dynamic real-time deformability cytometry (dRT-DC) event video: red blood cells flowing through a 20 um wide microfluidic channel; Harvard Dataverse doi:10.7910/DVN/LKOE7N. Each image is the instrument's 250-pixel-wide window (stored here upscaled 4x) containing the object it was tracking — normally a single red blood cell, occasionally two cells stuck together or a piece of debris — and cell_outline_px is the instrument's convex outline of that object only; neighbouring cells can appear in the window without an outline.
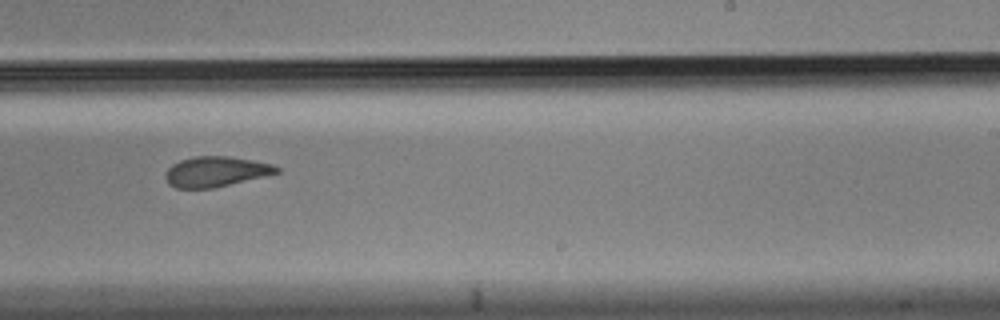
{"species": "Egyptian fruit bat (a non-hibernating species)", "species_latin": "Rousettus aegyptiacus", "temperature_condition": "cold", "stored_images_in_passage": 15, "camera_frame_rate_fps": 3000, "um_per_image_px": 0.085, "animal": {"sex": "male"}, "frame": {"image": 1, "passage_image": 9, "time_ms": 2.667, "image_size_px": [1000, 320], "cell_outline_px": [[280, 172], [264, 176], [212, 188], [176, 188], [168, 184], [164, 176], [168, 168], [172, 164], [180, 160], [196, 156], [228, 156], [252, 160], [272, 164], [280, 168]], "centroid_in_image_um": [18.31, 14.58], "position_along_channel_um": 270.7, "area_um2": 19.48}}
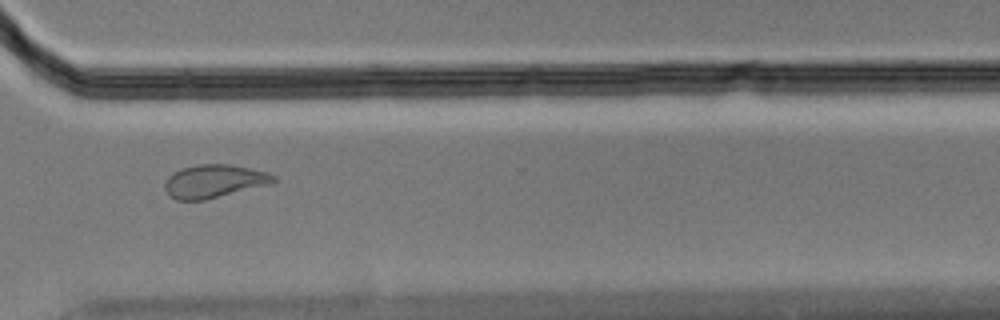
{"frame": {"image": 2, "passage_image": 11, "time_ms": 3.333, "image_size_px": [1000, 320], "cell_outline_px": [[276, 180], [272, 184], [204, 200], [176, 200], [164, 188], [164, 184], [168, 176], [172, 172], [180, 168], [196, 164], [228, 164], [268, 172], [276, 176]], "centroid_in_image_um": [18.2, 15.39], "position_along_channel_um": 352.4, "area_um2": 21.1}}